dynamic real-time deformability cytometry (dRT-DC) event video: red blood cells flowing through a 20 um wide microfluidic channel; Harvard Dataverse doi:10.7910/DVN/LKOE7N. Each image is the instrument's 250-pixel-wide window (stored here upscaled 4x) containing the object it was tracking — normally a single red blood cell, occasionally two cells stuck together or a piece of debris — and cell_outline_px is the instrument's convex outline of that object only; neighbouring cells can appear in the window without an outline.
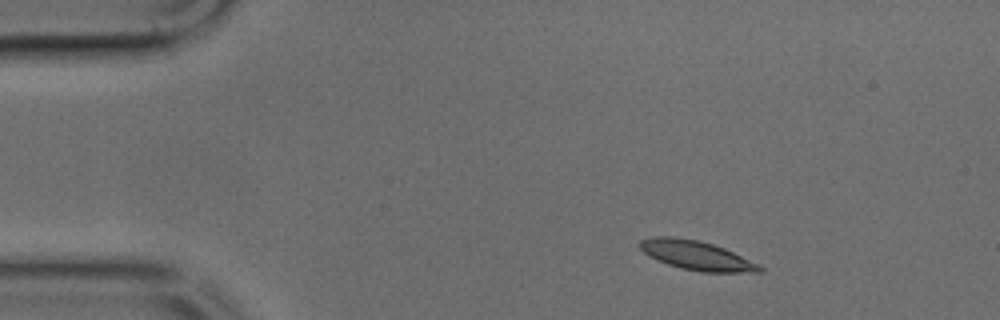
{"species": "common noctule bat (a hibernating species)", "species_latin": "Nyctalus noctula", "temperature_condition": "cold", "stored_images_in_passage": 27, "camera_frame_rate_fps": 3000, "um_per_image_px": 0.085, "animal": {"sex": "male", "body_mass_g": 17.9, "forearm_length_mm": 54.2}, "frame": {"image": 1, "passage_image": 5, "time_ms": 1.333, "image_size_px": [1000, 320], "cell_outline_px": [[764, 272], [700, 272], [680, 268], [668, 264], [648, 256], [640, 248], [640, 240], [652, 236], [672, 236], [700, 240], [724, 248], [760, 264], [764, 268]], "centroid_in_image_um": [59.22, 21.71], "position_along_channel_um": 25.8, "area_um2": 20.52}}
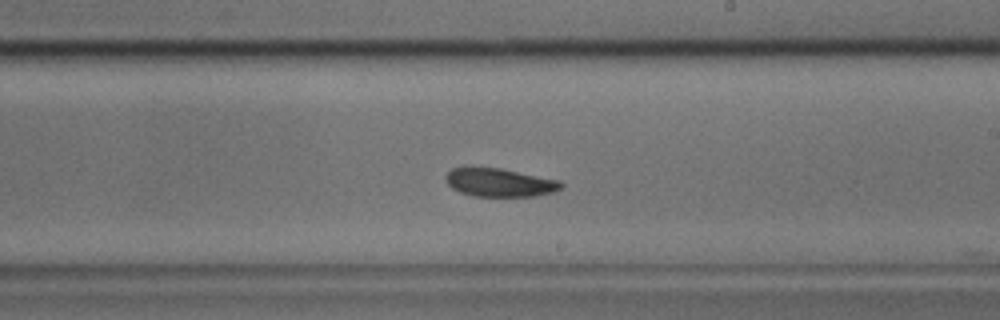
{"frame": {"image": 2, "passage_image": 26, "time_ms": 8.333, "image_size_px": [1000, 320], "cell_outline_px": [[564, 184], [556, 192], [536, 196], [472, 196], [460, 192], [452, 188], [444, 180], [444, 176], [452, 168], [464, 164], [500, 168], [560, 180]], "centroid_in_image_um": [42.4, 15.48], "position_along_channel_um": 246.6, "area_um2": 19.77}}